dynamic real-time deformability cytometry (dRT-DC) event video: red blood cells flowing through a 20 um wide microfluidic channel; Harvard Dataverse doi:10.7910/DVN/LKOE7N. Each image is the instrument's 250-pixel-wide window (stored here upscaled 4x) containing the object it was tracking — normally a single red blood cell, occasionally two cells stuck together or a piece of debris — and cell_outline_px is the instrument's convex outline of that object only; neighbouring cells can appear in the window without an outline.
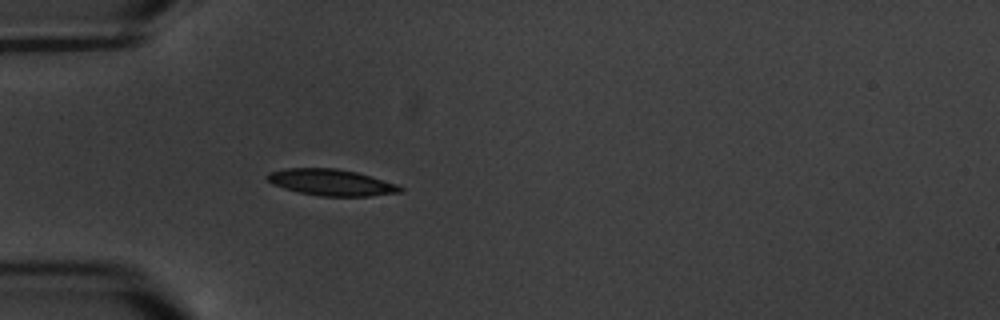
{"species": "common noctule bat (a hibernating species)", "species_latin": "Nyctalus noctula", "temperature_condition": "warm", "stored_images_in_passage": 7, "camera_frame_rate_fps": 3000, "um_per_image_px": 0.085, "animal": {"sex": "male", "body_mass_g": 20.1, "forearm_length_mm": 53.5}, "frame": {"image": 1, "passage_image": 7, "time_ms": 7.0, "image_size_px": [1000, 320], "cell_outline_px": [[404, 192], [368, 196], [320, 196], [300, 192], [284, 188], [272, 184], [264, 176], [268, 172], [284, 168], [336, 168], [356, 172], [396, 184], [404, 188]], "centroid_in_image_um": [28.13, 15.5], "position_along_channel_um": 56.9, "area_um2": 20.4}}